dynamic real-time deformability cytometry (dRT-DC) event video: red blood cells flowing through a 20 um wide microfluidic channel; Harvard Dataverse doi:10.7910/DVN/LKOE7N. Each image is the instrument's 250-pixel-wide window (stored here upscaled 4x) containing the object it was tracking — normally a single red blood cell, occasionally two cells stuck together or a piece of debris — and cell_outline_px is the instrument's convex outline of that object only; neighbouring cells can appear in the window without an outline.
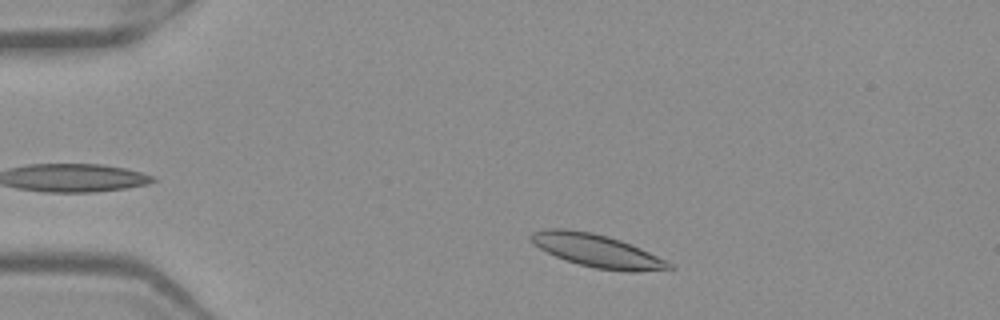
{"species": "Egyptian fruit bat (a non-hibernating species)", "species_latin": "Rousettus aegyptiacus", "temperature_condition": "warm", "stored_images_in_passage": 40, "camera_frame_rate_fps": 3000, "um_per_image_px": 0.085, "frame": {"image": 1, "passage_image": 5, "time_ms": 1.333, "image_size_px": [1000, 320], "cell_outline_px": [[676, 268], [636, 272], [628, 272], [596, 268], [580, 264], [556, 256], [532, 244], [528, 236], [532, 232], [548, 228], [564, 228], [592, 232], [608, 236], [620, 240], [640, 248], [672, 264]], "centroid_in_image_um": [50.71, 21.3], "position_along_channel_um": 34.3, "area_um2": 26.24}}
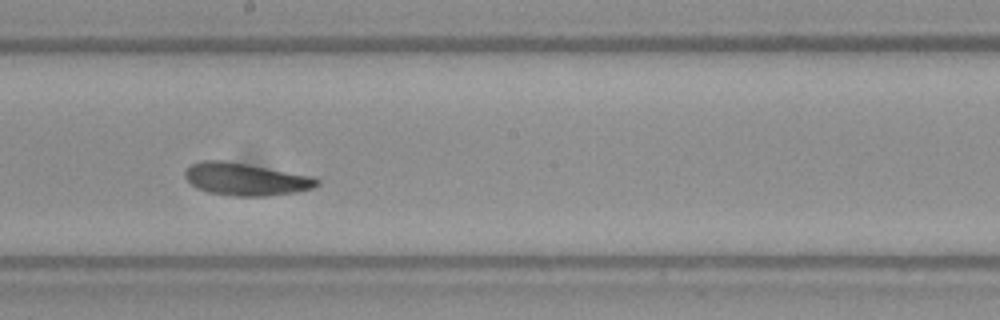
{"frame": {"image": 2, "passage_image": 24, "time_ms": 7.667, "image_size_px": [1000, 320], "cell_outline_px": [[320, 184], [312, 188], [296, 192], [268, 196], [232, 196], [208, 192], [196, 188], [184, 176], [184, 172], [192, 164], [200, 160], [224, 160], [248, 164], [312, 176], [320, 180]], "centroid_in_image_um": [20.88, 15.23], "position_along_channel_um": 227.3, "area_um2": 25.03}}
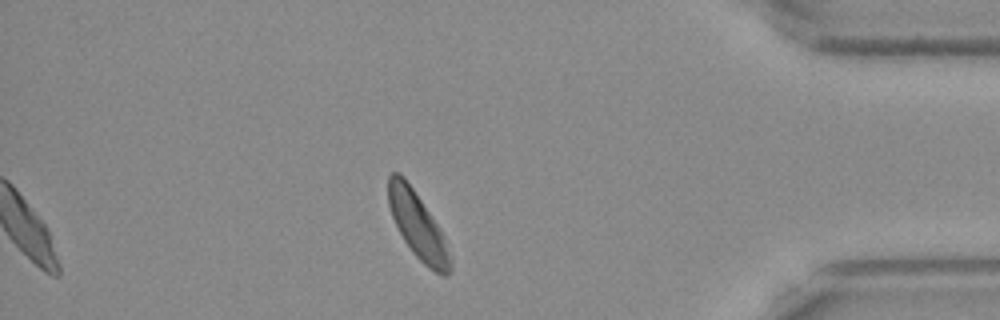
{"frame": {"image": 3, "passage_image": 40, "time_ms": 13.0, "image_size_px": [1000, 320], "cell_outline_px": [[452, 268], [448, 276], [444, 276], [428, 268], [412, 252], [404, 240], [392, 216], [388, 204], [388, 176], [392, 172], [400, 172], [404, 176], [440, 228], [444, 236], [452, 260]], "centroid_in_image_um": [35.52, 19.18], "position_along_channel_um": 399.7, "area_um2": 23.81}, "authors_computed_cell_mechanics": {"area_um2": 25.2008, "velocity_mm_per_s": 3.8653, "shape_relaxation_time_tau1_ms": 2.5766, "shape_relaxation_time_tau2_ms": 2.6333, "deformation_change_tau1": 0.0913, "deformation_change_tau2": 0.0963}}